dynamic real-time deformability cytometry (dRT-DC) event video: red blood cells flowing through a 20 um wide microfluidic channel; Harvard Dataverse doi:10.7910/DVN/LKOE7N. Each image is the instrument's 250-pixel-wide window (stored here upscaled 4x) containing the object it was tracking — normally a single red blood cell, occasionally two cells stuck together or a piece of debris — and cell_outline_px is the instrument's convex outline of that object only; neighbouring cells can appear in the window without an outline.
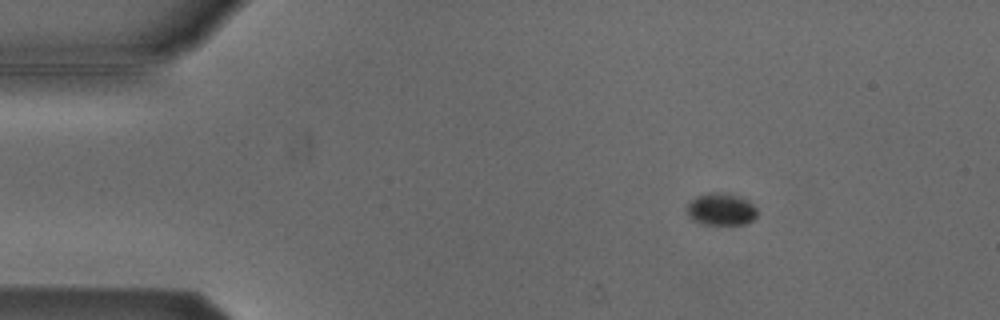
{"species": "Egyptian fruit bat (a non-hibernating species)", "species_latin": "Rousettus aegyptiacus", "temperature_condition": "cold", "stored_images_in_passage": 6, "camera_frame_rate_fps": 3000, "um_per_image_px": 0.085, "animal": {"sex": "male"}, "frame": {"image": 1, "passage_image": 3, "time_ms": 0.667, "image_size_px": [1000, 320], "cell_outline_px": [[756, 216], [752, 220], [744, 224], [708, 224], [696, 220], [688, 212], [688, 204], [696, 196], [720, 192], [724, 192], [748, 200], [756, 208]], "centroid_in_image_um": [61.34, 17.78], "position_along_channel_um": 23.7, "area_um2": 12.6}}
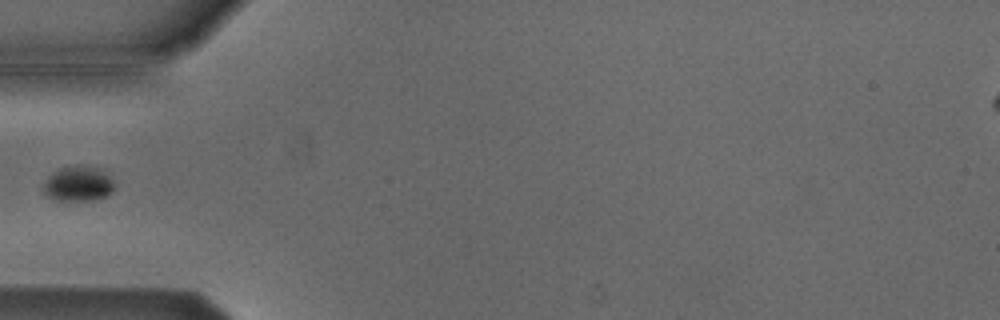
{"frame": {"image": 2, "passage_image": 6, "time_ms": 1.667, "image_size_px": [1000, 320], "cell_outline_px": [[116, 184], [112, 192], [108, 196], [96, 200], [52, 200], [44, 192], [44, 180], [48, 176], [60, 168], [76, 164], [80, 164], [104, 168]], "centroid_in_image_um": [6.71, 15.59], "position_along_channel_um": 78.3, "area_um2": 15.09}}